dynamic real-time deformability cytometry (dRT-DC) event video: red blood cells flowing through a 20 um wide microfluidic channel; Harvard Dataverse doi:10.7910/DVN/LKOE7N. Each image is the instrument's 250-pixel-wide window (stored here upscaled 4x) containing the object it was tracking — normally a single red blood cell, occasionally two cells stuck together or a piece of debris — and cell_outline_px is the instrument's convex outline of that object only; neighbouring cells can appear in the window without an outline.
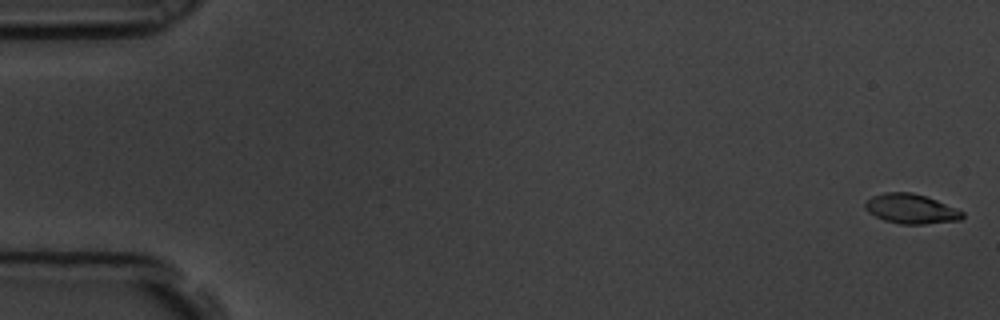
{"species": "common noctule bat (a hibernating species)", "species_latin": "Nyctalus noctula", "temperature_condition": "room temperature", "stored_images_in_passage": 6, "camera_frame_rate_fps": 3000, "um_per_image_px": 0.085, "animal": {"sex": "male", "body_mass_g": 19.5, "forearm_length_mm": 54.6}, "frame": {"image": 1, "passage_image": 1, "time_ms": 0.0, "image_size_px": [1000, 320], "cell_outline_px": [[964, 216], [960, 220], [924, 224], [900, 224], [884, 220], [868, 212], [864, 208], [864, 204], [872, 196], [884, 192], [912, 192], [936, 200], [964, 212]], "centroid_in_image_um": [77.42, 17.75], "position_along_channel_um": 7.6, "area_um2": 16.7}}
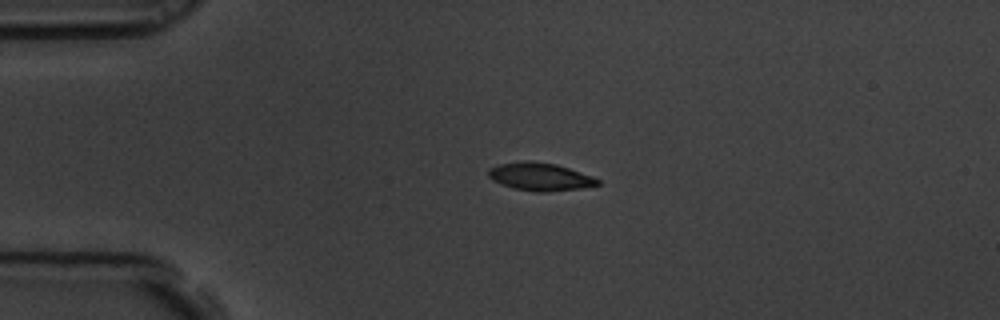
{"frame": {"image": 2, "passage_image": 4, "time_ms": 1.0, "image_size_px": [1000, 320], "cell_outline_px": [[600, 184], [584, 188], [548, 192], [536, 192], [512, 188], [500, 184], [492, 180], [488, 176], [488, 168], [500, 164], [528, 160], [556, 164], [592, 176], [600, 180]], "centroid_in_image_um": [45.89, 15.03], "position_along_channel_um": 39.1, "area_um2": 17.86}}
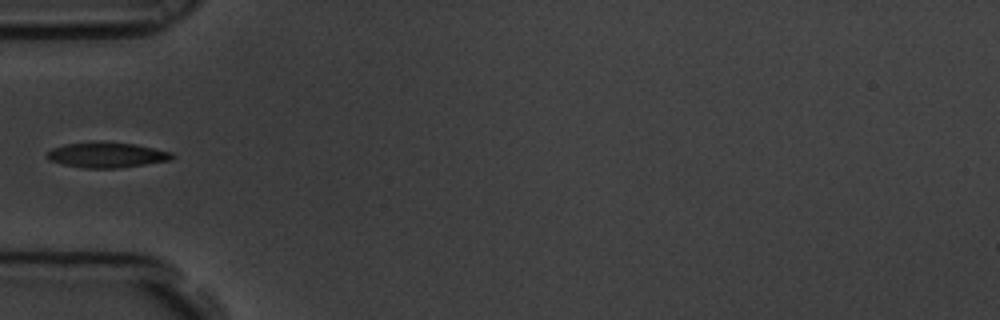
{"frame": {"image": 3, "passage_image": 6, "time_ms": 1.667, "image_size_px": [1000, 320], "cell_outline_px": [[176, 156], [172, 160], [116, 168], [84, 168], [64, 164], [48, 160], [44, 156], [52, 148], [68, 144], [92, 140], [132, 144], [172, 152]], "centroid_in_image_um": [9.05, 13.16], "position_along_channel_um": 76.0, "area_um2": 18.5}}